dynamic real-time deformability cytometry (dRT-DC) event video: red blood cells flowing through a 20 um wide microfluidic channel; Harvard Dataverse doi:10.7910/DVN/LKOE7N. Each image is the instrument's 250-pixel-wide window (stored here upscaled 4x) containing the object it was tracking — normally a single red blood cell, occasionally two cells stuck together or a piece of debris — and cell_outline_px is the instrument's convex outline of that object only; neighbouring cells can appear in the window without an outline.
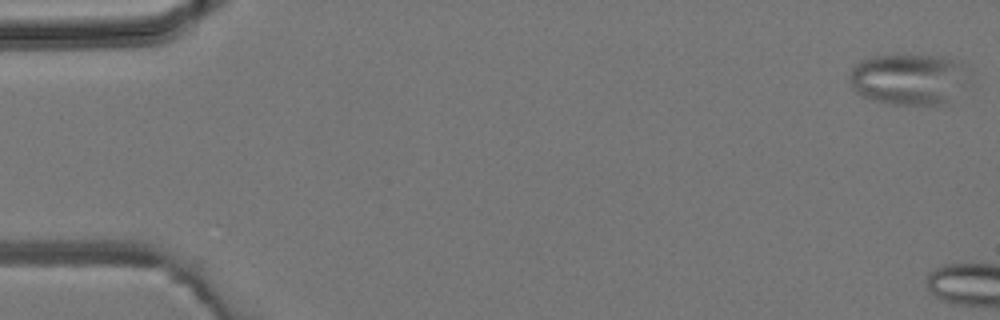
{"species": "common noctule bat (a hibernating species)", "species_latin": "Nyctalus noctula", "temperature_condition": "room temperature", "stored_images_in_passage": 2, "camera_frame_rate_fps": 3000, "um_per_image_px": 0.085, "animal": {"sex": "male", "body_mass_g": 19.2, "forearm_length_mm": 51.8}, "frame": {"image": 1, "passage_image": 2, "time_ms": 1.333, "image_size_px": [1000, 320], "cell_outline_px": [[964, 64], [948, 100], [944, 104], [896, 104], [872, 100], [860, 96], [852, 88], [848, 80], [852, 68], [860, 60], [872, 56], [892, 52], [908, 52], [944, 56], [960, 60]], "centroid_in_image_um": [77.01, 6.63], "position_along_channel_um": 8.0, "area_um2": 35.2}}